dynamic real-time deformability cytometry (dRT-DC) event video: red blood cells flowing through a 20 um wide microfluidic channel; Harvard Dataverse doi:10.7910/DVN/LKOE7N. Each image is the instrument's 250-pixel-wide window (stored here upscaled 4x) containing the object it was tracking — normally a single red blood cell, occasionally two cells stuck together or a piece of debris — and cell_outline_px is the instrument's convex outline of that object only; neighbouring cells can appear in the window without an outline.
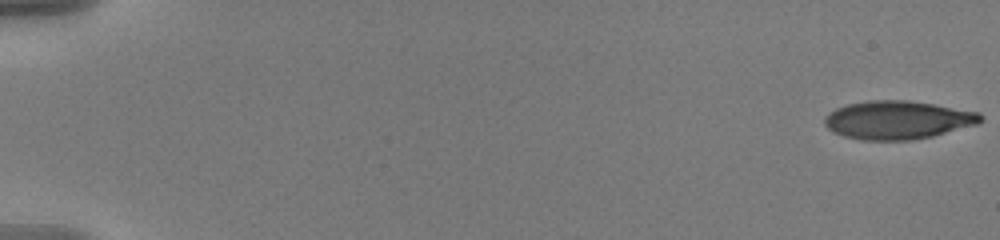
{"species": "human", "species_latin": "Homo sapiens", "temperature_condition": "warm", "stored_images_in_passage": 57, "camera_frame_rate_fps": 3000, "um_per_image_px": 0.085, "donor": {"sex": "male"}, "frame": {"image": 1, "passage_image": 1, "time_ms": 0.0, "image_size_px": [1000, 240], "cell_outline_px": [[984, 120], [980, 124], [932, 136], [908, 140], [860, 140], [844, 136], [832, 132], [824, 124], [824, 116], [828, 112], [836, 108], [848, 104], [868, 100], [908, 100], [980, 112], [984, 116]], "centroid_in_image_um": [76.31, 10.2], "position_along_channel_um": 8.7, "area_um2": 35.14}}
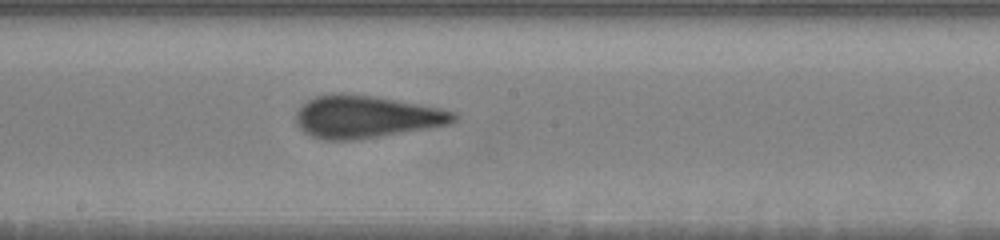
{"frame": {"image": 2, "passage_image": 33, "time_ms": 10.667, "image_size_px": [1000, 240], "cell_outline_px": [[460, 116], [452, 124], [428, 128], [376, 136], [348, 140], [324, 140], [312, 136], [304, 132], [296, 124], [296, 112], [308, 100], [316, 96], [340, 92], [372, 96], [420, 104], [440, 108], [456, 112]], "centroid_in_image_um": [31.13, 9.91], "position_along_channel_um": 217.1, "area_um2": 38.78}}
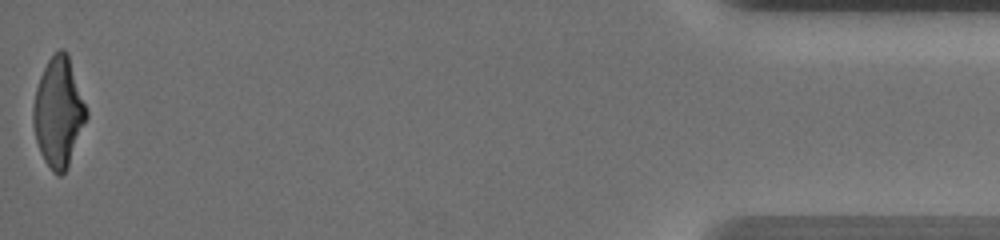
{"frame": {"image": 3, "passage_image": 57, "time_ms": 18.667, "image_size_px": [1000, 240], "cell_outline_px": [[88, 116], [68, 168], [60, 176], [56, 176], [52, 172], [44, 160], [40, 152], [36, 140], [32, 124], [32, 108], [36, 88], [40, 76], [48, 60], [60, 48], [64, 48], [68, 52], [88, 112]], "centroid_in_image_um": [4.97, 9.56], "position_along_channel_um": 430.2, "area_um2": 34.22}, "authors_computed_cell_mechanics": {"area_um2": 36.5296, "velocity_mm_per_s": 3.6434, "shape_relaxation_time_tau1_ms": 4.4962, "shape_relaxation_time_tau2_ms": 1.3588, "deformation_change_tau1": 0.2271, "deformation_change_tau2": 0.1158}}